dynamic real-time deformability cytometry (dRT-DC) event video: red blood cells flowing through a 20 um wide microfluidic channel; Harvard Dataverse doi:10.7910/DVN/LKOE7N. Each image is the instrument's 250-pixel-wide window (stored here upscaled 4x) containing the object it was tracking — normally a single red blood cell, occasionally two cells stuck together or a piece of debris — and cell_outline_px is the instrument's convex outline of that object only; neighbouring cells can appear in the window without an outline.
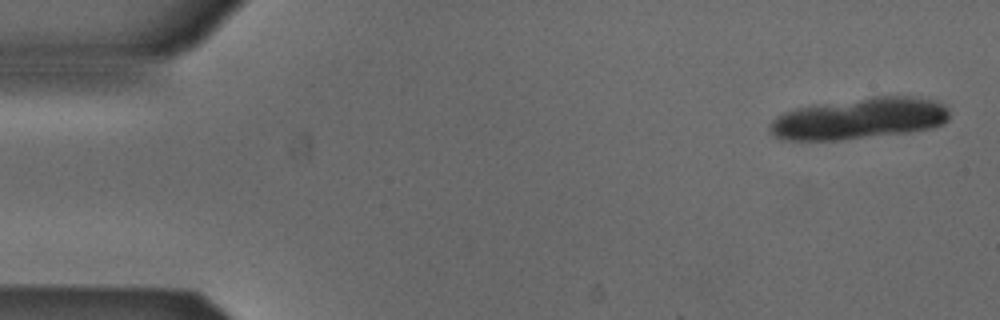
{"species": "Egyptian fruit bat (a non-hibernating species)", "species_latin": "Rousettus aegyptiacus", "temperature_condition": "cold", "stored_images_in_passage": 8, "camera_frame_rate_fps": 3000, "um_per_image_px": 0.085, "animal": {"sex": "male"}, "frame": {"image": 1, "passage_image": 2, "time_ms": 0.333, "image_size_px": [1000, 320], "cell_outline_px": [[948, 120], [944, 124], [932, 128], [908, 132], [840, 140], [780, 140], [772, 136], [768, 128], [772, 120], [776, 116], [784, 112], [796, 108], [812, 104], [872, 96], [908, 96], [932, 100], [944, 104], [948, 108]], "centroid_in_image_um": [72.99, 10.07], "position_along_channel_um": 12.0, "area_um2": 43.7}}